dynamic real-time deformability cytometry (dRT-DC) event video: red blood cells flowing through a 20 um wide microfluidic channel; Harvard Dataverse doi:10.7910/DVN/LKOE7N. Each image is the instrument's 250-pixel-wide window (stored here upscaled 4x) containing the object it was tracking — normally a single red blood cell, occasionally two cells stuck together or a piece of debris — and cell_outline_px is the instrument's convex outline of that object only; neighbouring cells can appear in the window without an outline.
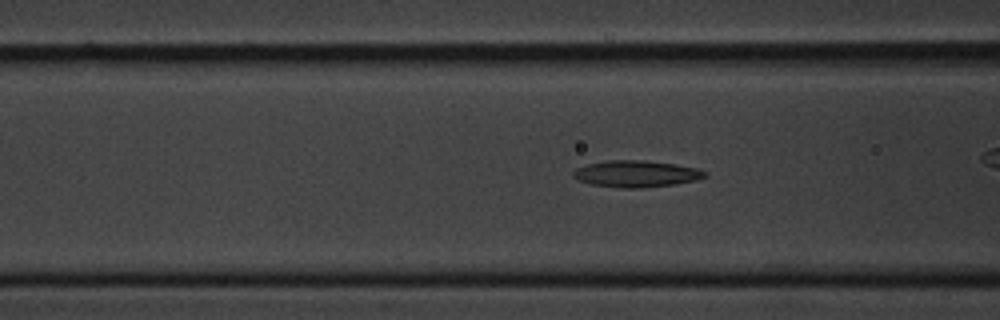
{"species": "common noctule bat (a hibernating species)", "species_latin": "Nyctalus noctula", "temperature_condition": "cold", "stored_images_in_passage": 61, "camera_frame_rate_fps": 3000, "um_per_image_px": 0.085, "animal": {"sex": "male", "body_mass_g": 20.1, "forearm_length_mm": 53.5}, "frame": {"image": 1, "passage_image": 23, "time_ms": 7.333, "image_size_px": [1000, 320], "cell_outline_px": [[708, 176], [696, 180], [676, 184], [640, 188], [620, 188], [592, 184], [576, 180], [572, 176], [572, 172], [576, 168], [588, 164], [608, 160], [644, 160], [676, 164], [696, 168], [708, 172]], "centroid_in_image_um": [54.08, 14.77], "position_along_channel_um": 112.5, "area_um2": 20.58}}
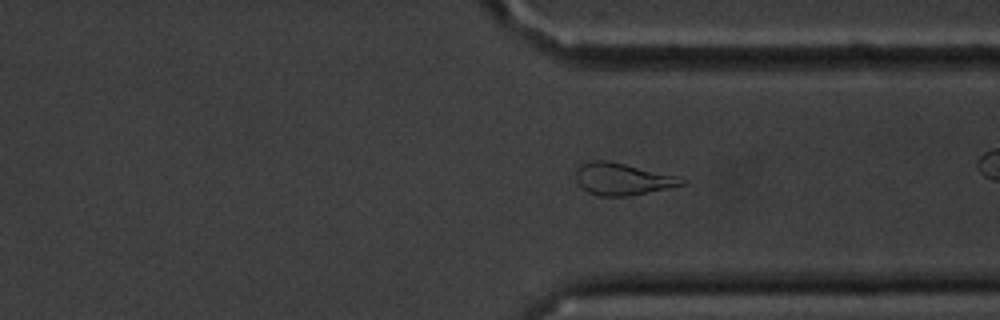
{"frame": {"image": 2, "passage_image": 45, "time_ms": 14.667, "image_size_px": [1000, 320], "cell_outline_px": [[688, 184], [628, 196], [600, 196], [588, 192], [580, 188], [576, 180], [576, 172], [580, 164], [592, 160], [608, 160], [680, 176], [688, 180]], "centroid_in_image_um": [52.94, 15.21], "position_along_channel_um": 358.5, "area_um2": 20.06}}
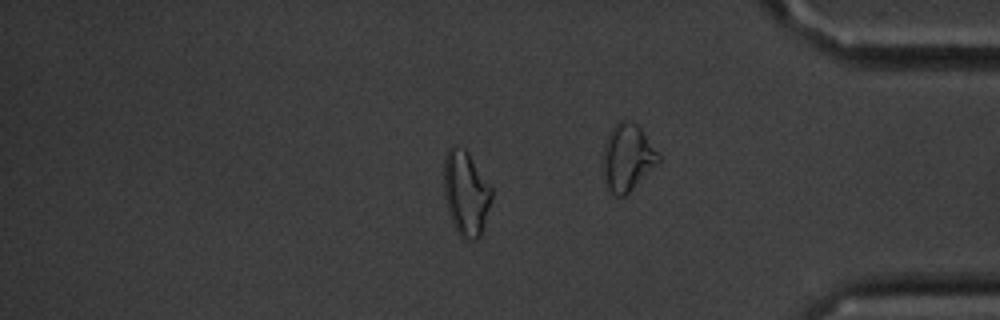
{"frame": {"image": 3, "passage_image": 51, "time_ms": 16.667, "image_size_px": [1000, 320], "cell_outline_px": [[492, 200], [480, 236], [476, 240], [464, 240], [456, 232], [452, 224], [448, 212], [444, 196], [444, 156], [448, 148], [452, 144], [464, 148], [468, 152], [492, 188]], "centroid_in_image_um": [39.58, 16.42], "position_along_channel_um": 395.6, "area_um2": 23.93}, "authors_computed_cell_mechanics": {"area_um2": 20.0566, "velocity_mm_per_s": 3.3546, "shape_relaxation_time_tau1_ms": 4.2111, "shape_relaxation_time_tau2_ms": 2.5821, "deformation_change_tau1": 0.1453, "deformation_change_tau2": 0.1077}}